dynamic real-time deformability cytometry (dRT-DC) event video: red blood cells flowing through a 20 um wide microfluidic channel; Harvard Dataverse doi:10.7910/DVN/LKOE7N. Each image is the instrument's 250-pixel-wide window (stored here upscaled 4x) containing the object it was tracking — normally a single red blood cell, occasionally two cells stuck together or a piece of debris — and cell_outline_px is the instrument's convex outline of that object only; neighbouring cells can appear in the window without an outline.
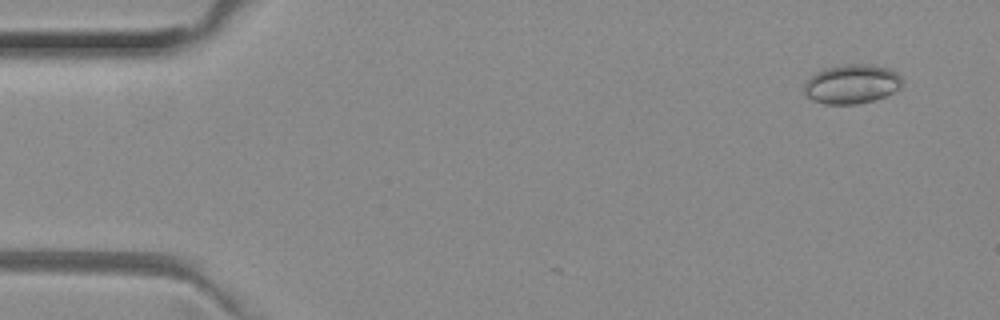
{"species": "common noctule bat (a hibernating species)", "species_latin": "Nyctalus noctula", "temperature_condition": "room temperature", "stored_images_in_passage": 8, "camera_frame_rate_fps": 3000, "um_per_image_px": 0.085, "animal": {"sex": "female", "body_mass_g": 29.2, "forearm_length_mm": 56.3}, "frame": {"image": 1, "passage_image": 4, "time_ms": 1.0, "image_size_px": [1000, 320], "cell_outline_px": [[904, 84], [900, 88], [884, 96], [872, 100], [856, 104], [824, 104], [812, 100], [804, 92], [804, 84], [816, 72], [824, 68], [848, 64], [872, 64], [888, 68], [896, 72], [904, 80]], "centroid_in_image_um": [72.42, 7.14], "position_along_channel_um": 12.6, "area_um2": 22.43}}